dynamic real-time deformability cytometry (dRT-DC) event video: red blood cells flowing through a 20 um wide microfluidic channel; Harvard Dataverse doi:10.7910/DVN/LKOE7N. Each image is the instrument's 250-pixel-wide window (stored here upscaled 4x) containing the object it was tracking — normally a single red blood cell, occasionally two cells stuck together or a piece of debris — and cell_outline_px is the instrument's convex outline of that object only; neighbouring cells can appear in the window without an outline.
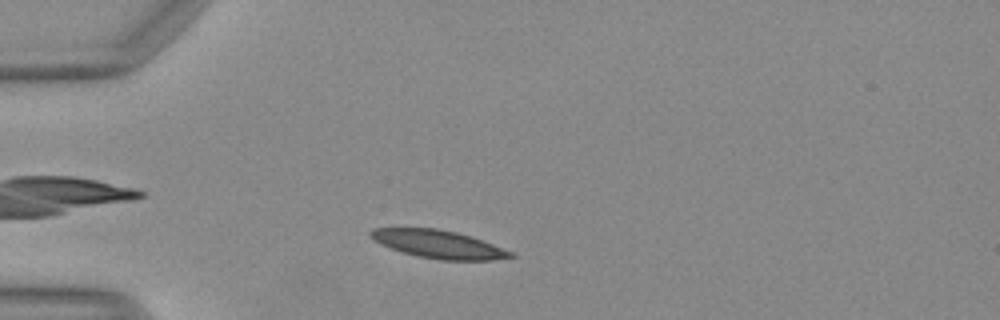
{"species": "Egyptian fruit bat (a non-hibernating species)", "species_latin": "Rousettus aegyptiacus", "temperature_condition": "warm", "stored_images_in_passage": 11, "camera_frame_rate_fps": 3000, "um_per_image_px": 0.085, "animal": {"sex": "female"}, "frame": {"image": 1, "passage_image": 6, "time_ms": 1.667, "image_size_px": [1000, 320], "cell_outline_px": [[516, 256], [492, 260], [440, 260], [416, 256], [380, 244], [372, 240], [368, 236], [368, 232], [372, 228], [436, 228], [456, 232], [492, 244], [512, 252]], "centroid_in_image_um": [37.2, 20.75], "position_along_channel_um": 47.8, "area_um2": 22.66}}
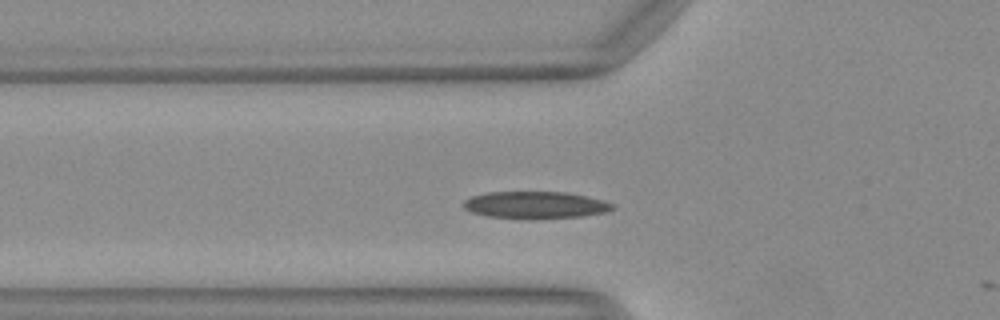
{"frame": {"image": 2, "passage_image": 10, "time_ms": 3.0, "image_size_px": [1000, 320], "cell_outline_px": [[616, 208], [604, 212], [580, 216], [536, 220], [528, 220], [488, 216], [472, 212], [464, 208], [464, 200], [472, 196], [488, 192], [568, 192], [588, 196], [616, 204]], "centroid_in_image_um": [45.53, 17.43], "position_along_channel_um": 80.3, "area_um2": 23.87}}